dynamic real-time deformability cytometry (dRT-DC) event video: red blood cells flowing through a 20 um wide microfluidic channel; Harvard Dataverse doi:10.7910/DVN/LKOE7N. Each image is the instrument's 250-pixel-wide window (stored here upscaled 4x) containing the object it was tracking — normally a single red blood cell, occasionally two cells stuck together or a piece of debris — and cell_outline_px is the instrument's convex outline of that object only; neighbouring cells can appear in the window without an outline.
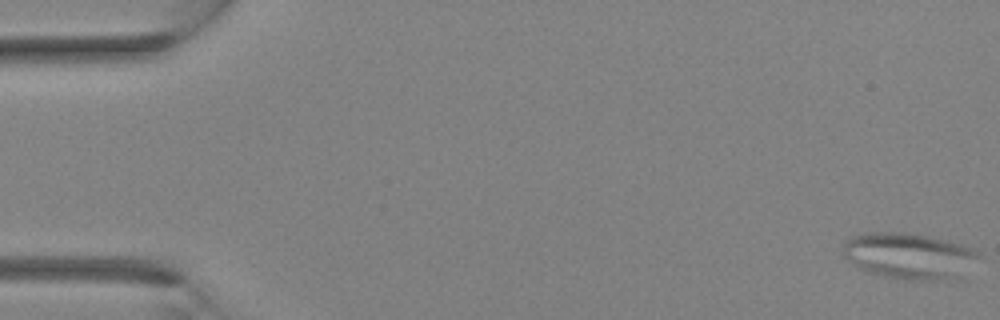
{"species": "Egyptian fruit bat (a non-hibernating species)", "species_latin": "Rousettus aegyptiacus", "temperature_condition": "room temperature", "stored_images_in_passage": 12, "camera_frame_rate_fps": 3000, "um_per_image_px": 0.085, "animal": {"sex": "female"}, "frame": {"image": 1, "passage_image": 1, "time_ms": 0.0, "image_size_px": [1000, 320], "cell_outline_px": [[980, 256], [964, 280], [920, 280], [888, 276], [868, 272], [844, 256], [844, 244], [852, 236], [864, 232], [904, 232], [928, 236], [960, 244], [972, 248], [980, 252]], "centroid_in_image_um": [77.41, 21.76], "position_along_channel_um": 7.6, "area_um2": 36.59}}
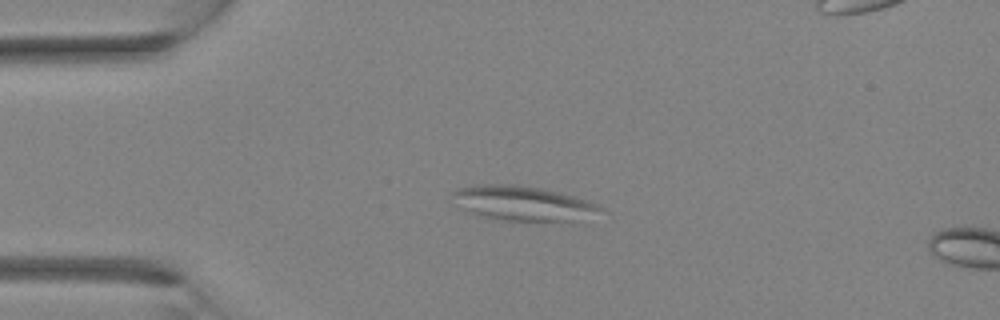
{"frame": {"image": 2, "passage_image": 9, "time_ms": 2.667, "image_size_px": [1000, 320], "cell_outline_px": [[604, 208], [572, 220], [500, 220], [480, 216], [452, 204], [452, 192], [456, 188], [476, 184], [516, 184], [544, 188], [560, 192], [588, 200]], "centroid_in_image_um": [44.28, 17.23], "position_along_channel_um": 40.7, "area_um2": 29.54}}